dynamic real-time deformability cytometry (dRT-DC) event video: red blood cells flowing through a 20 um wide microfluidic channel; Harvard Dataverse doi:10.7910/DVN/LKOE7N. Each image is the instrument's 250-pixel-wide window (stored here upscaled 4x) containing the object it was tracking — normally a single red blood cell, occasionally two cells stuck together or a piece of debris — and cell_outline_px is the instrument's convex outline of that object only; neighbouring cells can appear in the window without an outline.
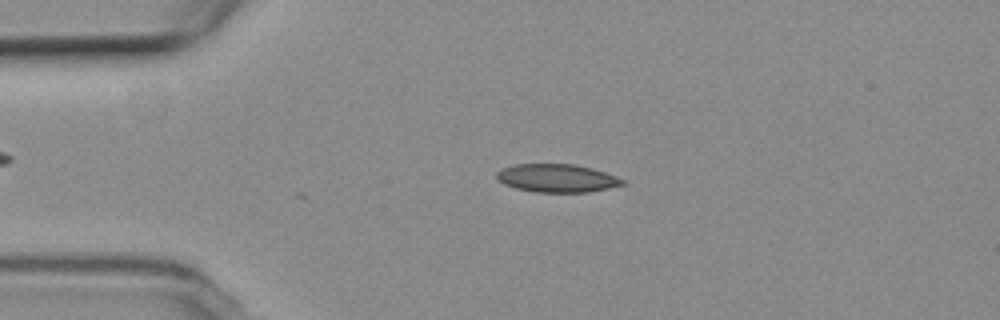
{"species": "common noctule bat (a hibernating species)", "species_latin": "Nyctalus noctula", "temperature_condition": "room temperature", "stored_images_in_passage": 5, "camera_frame_rate_fps": 3000, "um_per_image_px": 0.085, "animal": {"sex": "female", "body_mass_g": 19.3, "forearm_length_mm": 54.1}, "frame": {"image": 1, "passage_image": 5, "time_ms": 4.667, "image_size_px": [1000, 320], "cell_outline_px": [[628, 184], [588, 192], [536, 192], [516, 188], [504, 184], [496, 176], [496, 172], [500, 168], [516, 164], [572, 164], [592, 168], [628, 180]], "centroid_in_image_um": [47.38, 15.14], "position_along_channel_um": 37.6, "area_um2": 20.75}}